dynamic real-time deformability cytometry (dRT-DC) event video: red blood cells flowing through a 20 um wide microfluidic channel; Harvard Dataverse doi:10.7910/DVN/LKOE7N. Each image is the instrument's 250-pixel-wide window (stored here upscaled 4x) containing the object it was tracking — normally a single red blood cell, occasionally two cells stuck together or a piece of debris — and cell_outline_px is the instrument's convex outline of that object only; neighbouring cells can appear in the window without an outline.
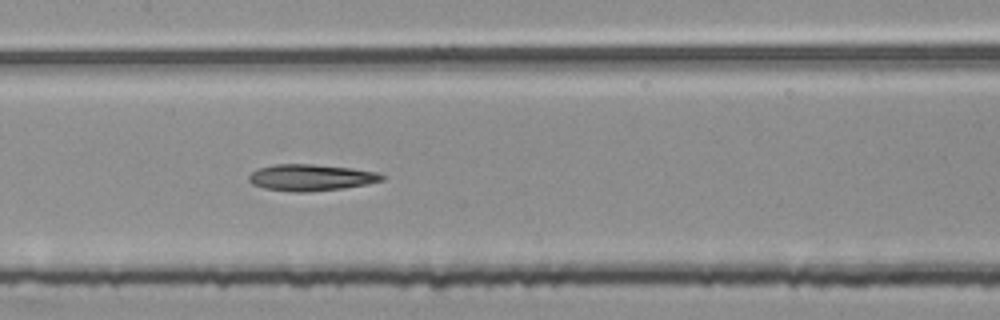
{"species": "common noctule bat (a hibernating species)", "species_latin": "Nyctalus noctula", "temperature_condition": "room temperature", "stored_images_in_passage": 53, "segment_of_instrument_passage": [2, 2], "camera_frame_rate_fps": 3000, "um_per_image_px": 0.085, "animal": {"sex": "female", "body_mass_g": 25.1}, "frame": {"image": 1, "passage_image": 26, "time_ms": 8.333, "image_size_px": [1000, 320], "cell_outline_px": [[388, 176], [384, 180], [364, 184], [340, 188], [308, 192], [292, 192], [264, 188], [252, 184], [248, 180], [248, 176], [256, 168], [272, 164], [312, 164], [348, 168], [376, 172]], "centroid_in_image_um": [26.37, 15.08], "position_along_channel_um": 181.0, "area_um2": 20.46}}
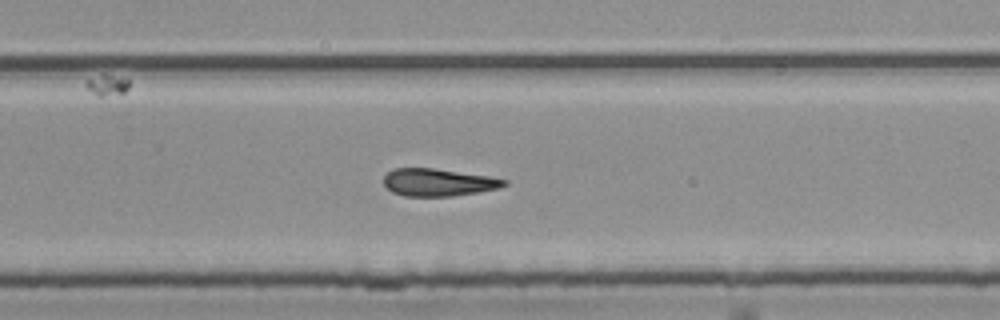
{"frame": {"image": 2, "passage_image": 35, "time_ms": 11.333, "image_size_px": [1000, 320], "cell_outline_px": [[508, 184], [496, 188], [476, 192], [452, 196], [404, 196], [392, 192], [384, 184], [384, 176], [392, 168], [432, 168], [492, 176], [508, 180]], "centroid_in_image_um": [37.24, 15.49], "position_along_channel_um": 292.6, "area_um2": 19.25}}
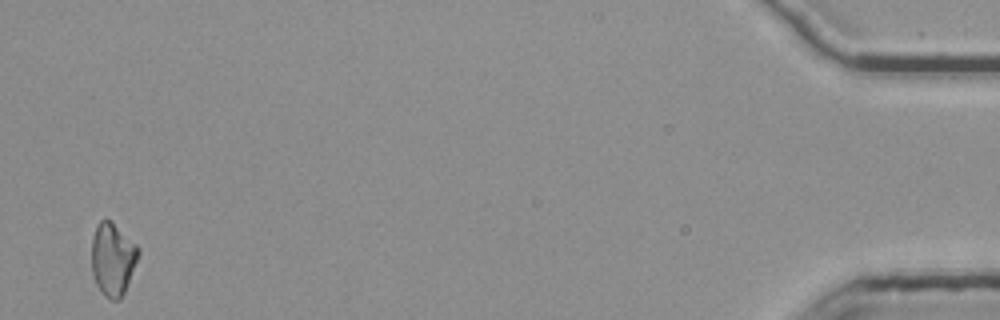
{"frame": {"image": 3, "passage_image": 53, "time_ms": 17.333, "image_size_px": [1000, 320], "cell_outline_px": [[140, 252], [124, 292], [120, 300], [108, 300], [100, 292], [96, 284], [92, 272], [92, 236], [96, 224], [100, 220], [108, 220], [136, 244], [140, 248]], "centroid_in_image_um": [9.56, 22.06], "position_along_channel_um": 425.6, "area_um2": 19.65}}